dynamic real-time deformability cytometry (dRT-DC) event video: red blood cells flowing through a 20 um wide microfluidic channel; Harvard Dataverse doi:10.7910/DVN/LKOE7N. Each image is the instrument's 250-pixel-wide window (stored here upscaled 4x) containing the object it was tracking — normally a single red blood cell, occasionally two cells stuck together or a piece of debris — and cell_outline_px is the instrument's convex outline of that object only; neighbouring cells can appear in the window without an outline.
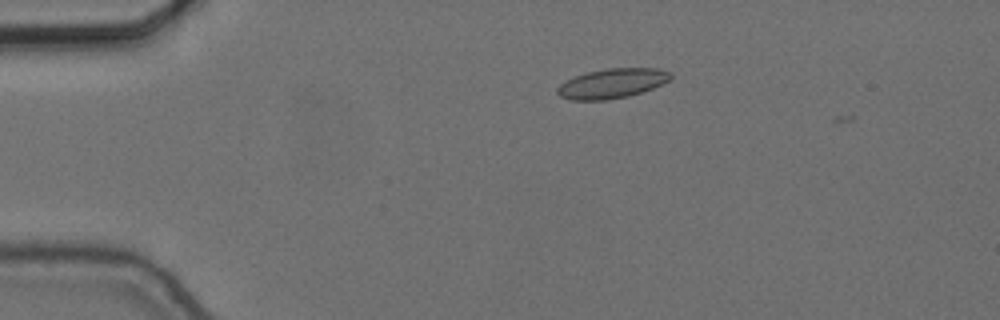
{"species": "common noctule bat (a hibernating species)", "species_latin": "Nyctalus noctula", "temperature_condition": "cold", "stored_images_in_passage": 4, "camera_frame_rate_fps": 3000, "um_per_image_px": 0.085, "animal": {"sex": "female", "body_mass_g": 24.6, "forearm_length_mm": 56.2}, "frame": {"image": 1, "passage_image": 3, "time_ms": 0.667, "image_size_px": [1000, 320], "cell_outline_px": [[672, 80], [652, 88], [628, 96], [604, 100], [572, 100], [560, 96], [556, 92], [556, 88], [560, 84], [576, 76], [588, 72], [604, 68], [656, 68], [672, 72]], "centroid_in_image_um": [52.05, 7.08], "position_along_channel_um": 32.9, "area_um2": 19.54}}